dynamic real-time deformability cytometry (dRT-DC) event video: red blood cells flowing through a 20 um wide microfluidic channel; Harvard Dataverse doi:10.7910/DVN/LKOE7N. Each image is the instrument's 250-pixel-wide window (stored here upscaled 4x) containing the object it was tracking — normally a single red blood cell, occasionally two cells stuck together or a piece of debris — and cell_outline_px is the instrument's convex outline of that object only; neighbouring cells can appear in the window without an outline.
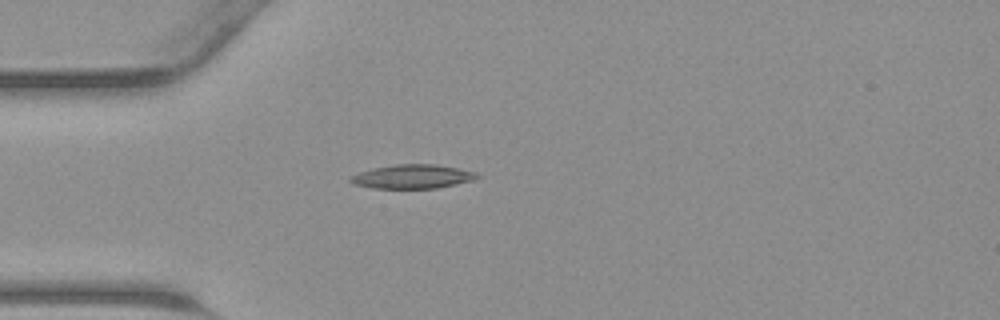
{"species": "common noctule bat (a hibernating species)", "species_latin": "Nyctalus noctula", "temperature_condition": "warm", "stored_images_in_passage": 33, "camera_frame_rate_fps": 3000, "um_per_image_px": 0.085, "animal": {"sex": "male", "body_mass_g": 23.1, "forearm_length_mm": 52.7}, "frame": {"image": 1, "passage_image": 1, "time_ms": 0.0, "image_size_px": [1000, 320], "cell_outline_px": [[480, 176], [472, 180], [456, 184], [436, 188], [372, 188], [352, 184], [348, 180], [348, 176], [372, 168], [396, 164], [436, 164], [460, 168], [476, 172]], "centroid_in_image_um": [35.02, 15.0], "position_along_channel_um": 50.0, "area_um2": 17.8}}
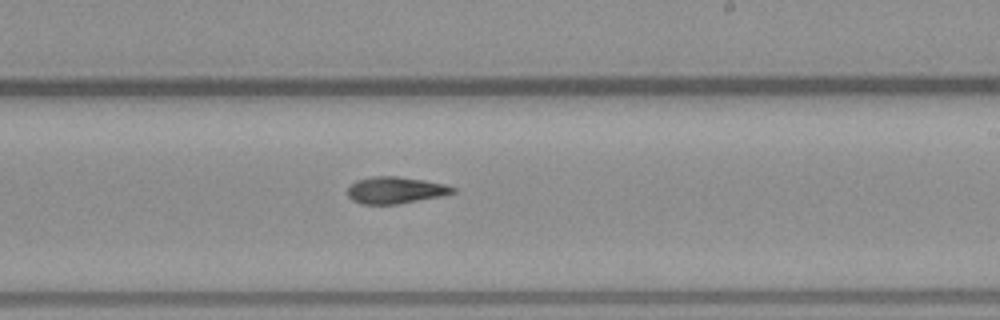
{"frame": {"image": 2, "passage_image": 15, "time_ms": 4.667, "image_size_px": [1000, 320], "cell_outline_px": [[456, 192], [444, 196], [400, 204], [360, 204], [352, 200], [348, 196], [348, 188], [356, 180], [376, 176], [396, 176], [424, 180], [444, 184], [456, 188]], "centroid_in_image_um": [33.64, 16.18], "position_along_channel_um": 255.4, "area_um2": 16.53}}
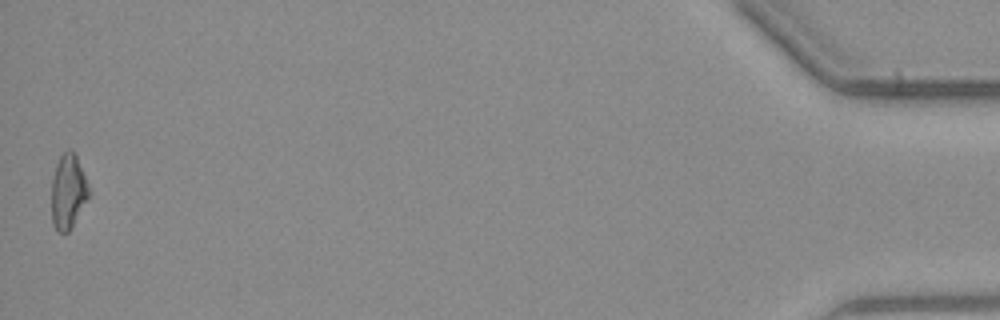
{"frame": {"image": 3, "passage_image": 33, "time_ms": 10.667, "image_size_px": [1000, 320], "cell_outline_px": [[88, 196], [72, 228], [68, 232], [56, 232], [52, 224], [52, 180], [56, 164], [60, 156], [68, 148], [76, 156], [88, 184]], "centroid_in_image_um": [5.76, 16.32], "position_along_channel_um": 429.4, "area_um2": 15.95}}